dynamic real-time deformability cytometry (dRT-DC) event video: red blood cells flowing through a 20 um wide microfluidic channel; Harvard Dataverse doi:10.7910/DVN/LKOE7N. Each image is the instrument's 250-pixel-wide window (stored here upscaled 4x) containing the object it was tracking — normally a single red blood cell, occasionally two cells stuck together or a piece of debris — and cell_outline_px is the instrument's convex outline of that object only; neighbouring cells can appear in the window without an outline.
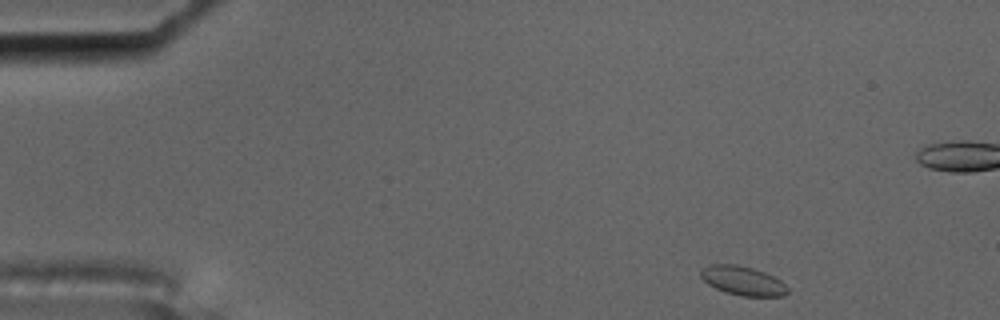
{"species": "common noctule bat (a hibernating species)", "species_latin": "Nyctalus noctula", "temperature_condition": "cold", "stored_images_in_passage": 4, "camera_frame_rate_fps": 3000, "um_per_image_px": 0.085, "animal": {"sex": "male", "body_mass_g": 17.5, "forearm_length_mm": 52.3}, "frame": {"image": 1, "passage_image": 1, "time_ms": 0.0, "image_size_px": [1000, 320], "cell_outline_px": [[788, 292], [784, 296], [740, 296], [724, 292], [708, 284], [700, 276], [700, 272], [708, 264], [736, 264], [752, 268], [764, 272], [780, 280], [788, 288]], "centroid_in_image_um": [63.12, 23.87], "position_along_channel_um": 21.9, "area_um2": 14.68}}